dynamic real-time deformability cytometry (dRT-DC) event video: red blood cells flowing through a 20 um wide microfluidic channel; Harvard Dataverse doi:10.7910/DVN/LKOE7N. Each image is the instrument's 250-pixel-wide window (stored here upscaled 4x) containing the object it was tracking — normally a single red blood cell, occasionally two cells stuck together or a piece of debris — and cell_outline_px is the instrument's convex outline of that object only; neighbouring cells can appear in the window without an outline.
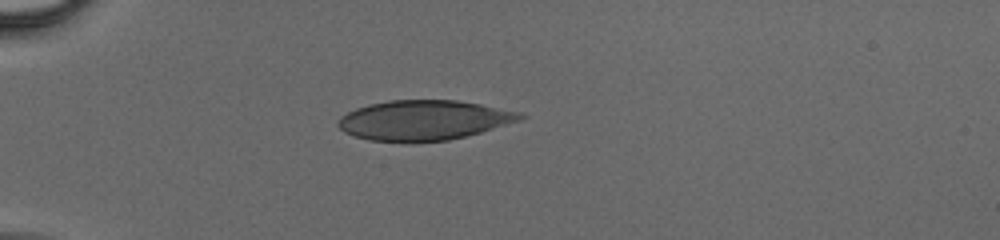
{"species": "human", "species_latin": "Homo sapiens", "temperature_condition": "cold", "stored_images_in_passage": 33, "camera_frame_rate_fps": 3000, "um_per_image_px": 0.085, "donor": {"sex": "male"}, "frame": {"image": 1, "passage_image": 1, "time_ms": 0.0, "image_size_px": [1000, 240], "cell_outline_px": [[528, 116], [520, 120], [480, 132], [448, 140], [368, 140], [352, 136], [344, 132], [336, 124], [336, 120], [340, 116], [356, 108], [368, 104], [388, 100], [456, 100], [480, 104], [520, 112]], "centroid_in_image_um": [35.99, 10.19], "position_along_channel_um": 49.0, "area_um2": 41.79}}
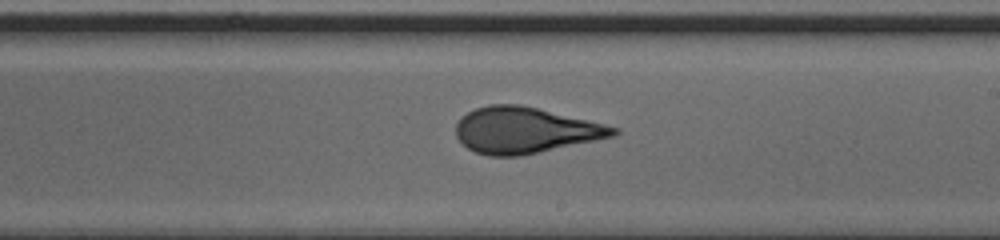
{"frame": {"image": 2, "passage_image": 16, "time_ms": 5.0, "image_size_px": [1000, 240], "cell_outline_px": [[620, 132], [616, 136], [540, 152], [520, 156], [488, 156], [476, 152], [468, 148], [456, 136], [456, 124], [468, 112], [476, 108], [488, 104], [520, 104], [604, 124], [620, 128]], "centroid_in_image_um": [44.65, 11.08], "position_along_channel_um": 244.4, "area_um2": 42.02}}
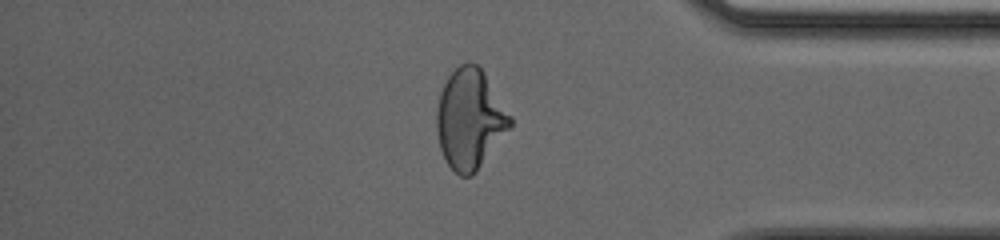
{"frame": {"image": 3, "passage_image": 27, "time_ms": 8.667, "image_size_px": [1000, 240], "cell_outline_px": [[512, 128], [476, 172], [472, 176], [460, 176], [448, 164], [440, 148], [436, 132], [436, 112], [440, 92], [448, 76], [460, 64], [476, 64], [484, 72], [512, 116]], "centroid_in_image_um": [39.96, 10.15], "position_along_channel_um": 395.2, "area_um2": 42.89}}